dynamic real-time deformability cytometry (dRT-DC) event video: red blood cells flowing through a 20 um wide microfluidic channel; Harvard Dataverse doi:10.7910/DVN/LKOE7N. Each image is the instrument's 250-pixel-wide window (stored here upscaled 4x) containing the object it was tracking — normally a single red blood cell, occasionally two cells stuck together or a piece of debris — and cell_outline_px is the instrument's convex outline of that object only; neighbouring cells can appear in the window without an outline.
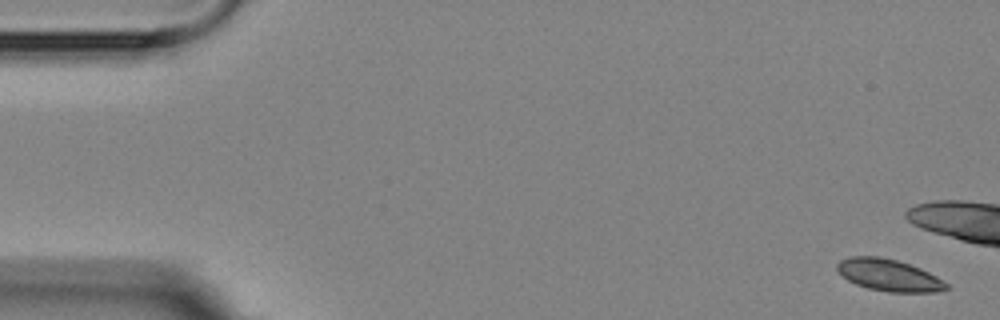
{"species": "Egyptian fruit bat (a non-hibernating species)", "species_latin": "Rousettus aegyptiacus", "temperature_condition": "room temperature", "stored_images_in_passage": 4, "camera_frame_rate_fps": 3000, "um_per_image_px": 0.085, "animal": {"sex": "female"}, "frame": {"image": 1, "passage_image": 1, "time_ms": 0.0, "image_size_px": [1000, 320], "cell_outline_px": [[952, 288], [936, 292], [888, 292], [868, 288], [856, 284], [848, 280], [836, 268], [836, 264], [840, 260], [852, 256], [880, 256], [896, 260], [920, 268], [936, 276], [948, 284]], "centroid_in_image_um": [75.57, 23.39], "position_along_channel_um": 9.4, "area_um2": 20.23}}